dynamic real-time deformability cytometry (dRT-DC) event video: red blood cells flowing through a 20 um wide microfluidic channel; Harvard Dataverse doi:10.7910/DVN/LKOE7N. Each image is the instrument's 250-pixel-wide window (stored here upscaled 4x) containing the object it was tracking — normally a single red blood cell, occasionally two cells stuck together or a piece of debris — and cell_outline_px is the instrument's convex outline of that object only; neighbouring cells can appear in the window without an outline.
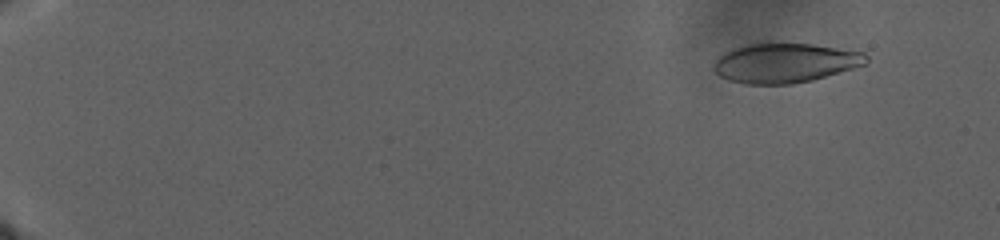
{"species": "human", "species_latin": "Homo sapiens", "temperature_condition": "warm", "stored_images_in_passage": 47, "camera_frame_rate_fps": 3000, "um_per_image_px": 0.085, "donor": {"sex": "male"}, "frame": {"image": 1, "passage_image": 5, "time_ms": 2.333, "image_size_px": [1000, 240], "cell_outline_px": [[868, 64], [812, 80], [792, 84], [748, 84], [728, 80], [720, 76], [712, 68], [712, 64], [724, 52], [748, 44], [764, 40], [772, 40], [812, 44], [864, 52], [868, 56]], "centroid_in_image_um": [66.72, 5.31], "position_along_channel_um": 18.3, "area_um2": 35.95}}
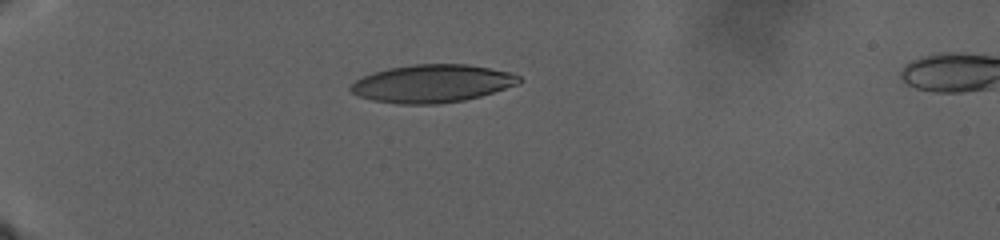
{"frame": {"image": 2, "passage_image": 37, "time_ms": 11.333, "image_size_px": [1000, 240], "cell_outline_px": [[524, 80], [520, 84], [480, 96], [464, 100], [436, 104], [400, 104], [372, 100], [356, 96], [348, 88], [356, 80], [372, 72], [388, 68], [412, 64], [464, 64], [488, 68], [508, 72], [520, 76]], "centroid_in_image_um": [36.72, 7.1], "position_along_channel_um": 48.3, "area_um2": 37.22}}